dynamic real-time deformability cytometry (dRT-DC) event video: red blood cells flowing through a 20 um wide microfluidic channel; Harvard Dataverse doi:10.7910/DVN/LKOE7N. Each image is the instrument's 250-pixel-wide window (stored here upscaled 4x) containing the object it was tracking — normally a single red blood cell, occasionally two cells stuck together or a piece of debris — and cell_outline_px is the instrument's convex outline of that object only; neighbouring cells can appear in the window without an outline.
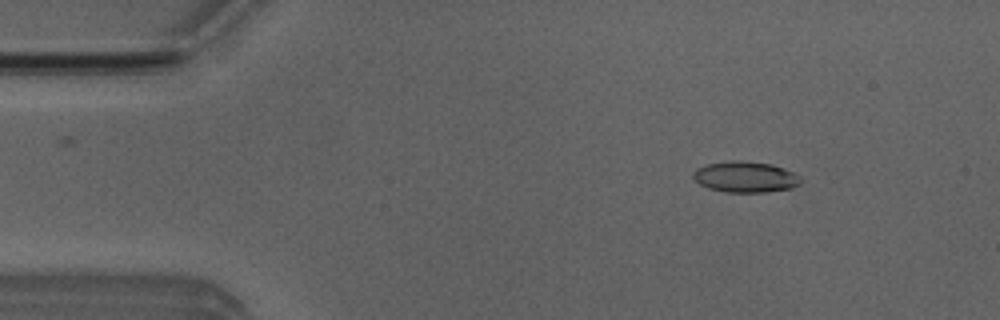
{"species": "Egyptian fruit bat (a non-hibernating species)", "species_latin": "Rousettus aegyptiacus", "temperature_condition": "room temperature", "stored_images_in_passage": 51, "camera_frame_rate_fps": 3000, "um_per_image_px": 0.085, "animal": {"sex": "male"}, "frame": {"image": 1, "passage_image": 6, "time_ms": 1.667, "image_size_px": [1000, 320], "cell_outline_px": [[800, 184], [792, 188], [768, 192], [724, 192], [708, 188], [700, 184], [692, 176], [692, 172], [696, 168], [708, 164], [732, 160], [740, 160], [772, 164], [784, 168], [800, 176]], "centroid_in_image_um": [63.35, 15.04], "position_along_channel_um": 21.7, "area_um2": 19.48}}
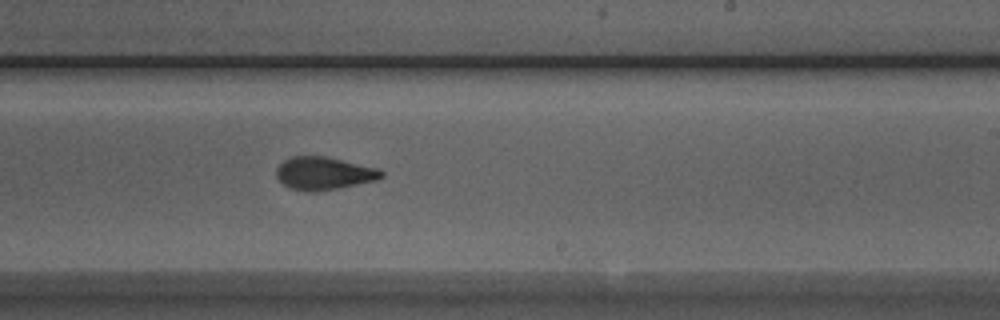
{"frame": {"image": 2, "passage_image": 30, "time_ms": 9.667, "image_size_px": [1000, 320], "cell_outline_px": [[384, 176], [376, 180], [316, 192], [304, 192], [288, 188], [276, 176], [276, 168], [284, 160], [292, 156], [324, 156], [380, 168], [384, 172]], "centroid_in_image_um": [27.52, 14.73], "position_along_channel_um": 261.5, "area_um2": 20.17}}
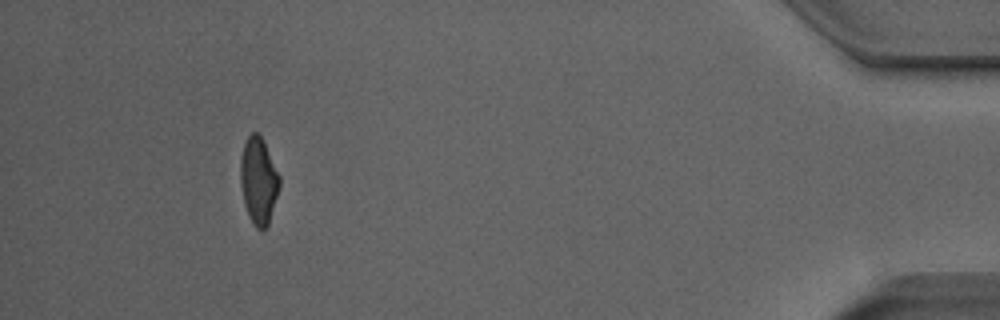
{"frame": {"image": 3, "passage_image": 47, "time_ms": 15.333, "image_size_px": [1000, 320], "cell_outline_px": [[280, 184], [268, 224], [264, 228], [256, 228], [248, 216], [244, 204], [240, 184], [240, 160], [244, 144], [248, 136], [252, 132], [260, 132], [264, 140], [280, 176]], "centroid_in_image_um": [21.96, 15.31], "position_along_channel_um": 413.2, "area_um2": 19.77}, "authors_computed_cell_mechanics": {"area_um2": 19.8832, "velocity_mm_per_s": 3.9152, "shape_relaxation_time_tau1_ms": 6.651, "shape_relaxation_time_tau2_ms": 1.5216, "deformation_change_tau1": 0.1907, "deformation_change_tau2": 0.082}}